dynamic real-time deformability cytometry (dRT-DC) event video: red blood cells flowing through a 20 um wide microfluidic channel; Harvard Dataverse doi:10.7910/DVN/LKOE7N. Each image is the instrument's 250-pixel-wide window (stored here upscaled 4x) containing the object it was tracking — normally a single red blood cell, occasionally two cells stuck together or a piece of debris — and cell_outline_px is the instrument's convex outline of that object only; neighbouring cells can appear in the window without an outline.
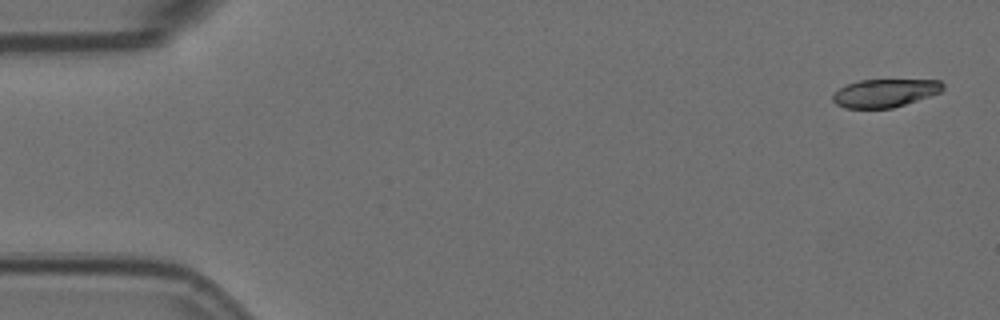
{"species": "Egyptian fruit bat (a non-hibernating species)", "species_latin": "Rousettus aegyptiacus", "temperature_condition": "room temperature", "stored_images_in_passage": 11, "camera_frame_rate_fps": 3000, "um_per_image_px": 0.085, "animal": {"sex": "female"}, "frame": {"image": 1, "passage_image": 1, "time_ms": 0.0, "image_size_px": [1000, 320], "cell_outline_px": [[944, 88], [940, 92], [892, 108], [844, 108], [836, 104], [832, 100], [832, 92], [848, 84], [860, 80], [940, 80], [944, 84]], "centroid_in_image_um": [75.18, 7.9], "position_along_channel_um": 9.8, "area_um2": 17.92}}
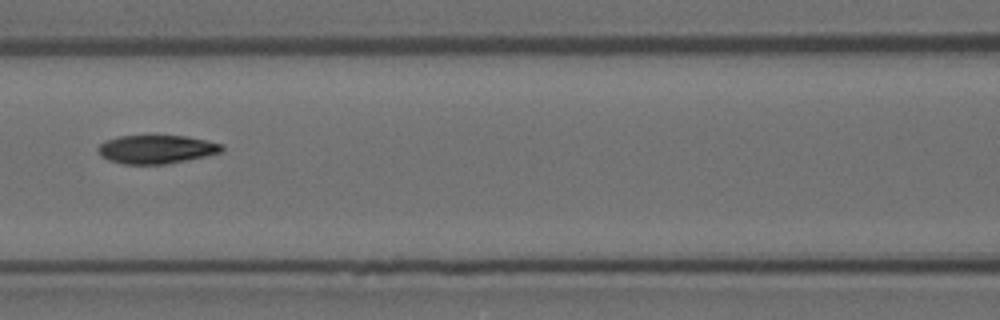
{"frame": {"image": 2, "passage_image": 7, "time_ms": 2.0, "image_size_px": [1000, 320], "cell_outline_px": [[224, 152], [164, 164], [124, 164], [108, 160], [100, 156], [96, 148], [104, 140], [120, 136], [152, 132], [184, 136], [224, 144]], "centroid_in_image_um": [13.25, 12.63], "position_along_channel_um": 153.4, "area_um2": 21.44}}
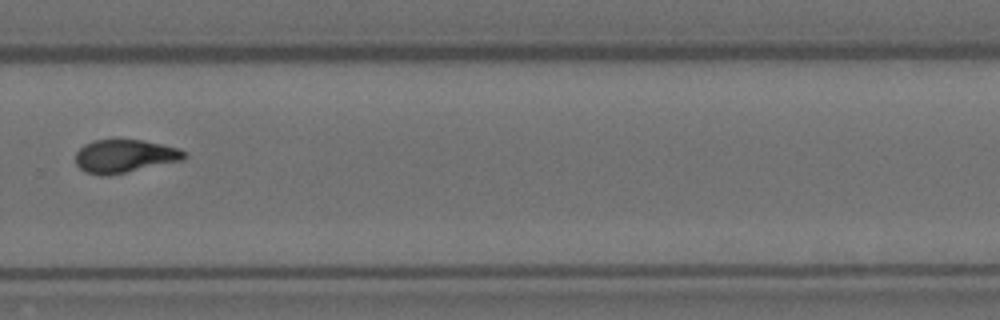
{"frame": {"image": 3, "passage_image": 11, "time_ms": 3.333, "image_size_px": [1000, 320], "cell_outline_px": [[188, 156], [184, 160], [108, 176], [100, 176], [84, 172], [76, 164], [76, 152], [84, 144], [92, 140], [144, 140], [180, 148]], "centroid_in_image_um": [10.6, 13.28], "position_along_channel_um": 319.2, "area_um2": 21.21}}